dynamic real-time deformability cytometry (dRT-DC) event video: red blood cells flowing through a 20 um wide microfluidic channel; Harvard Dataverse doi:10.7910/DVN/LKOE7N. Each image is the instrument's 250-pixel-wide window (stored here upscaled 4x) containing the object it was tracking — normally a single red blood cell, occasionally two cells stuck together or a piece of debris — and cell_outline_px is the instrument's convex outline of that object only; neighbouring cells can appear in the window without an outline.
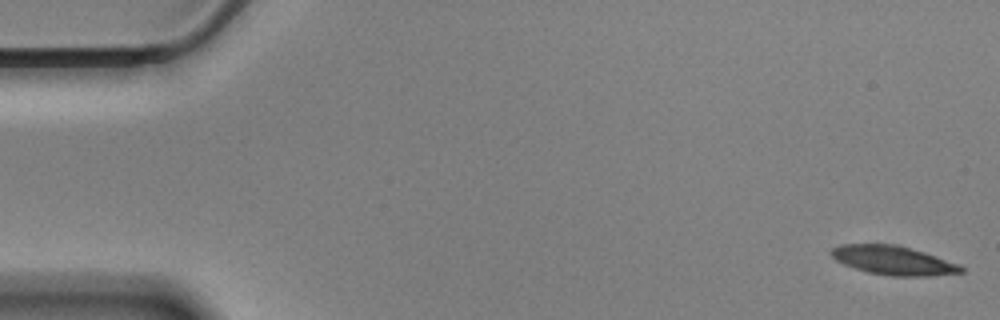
{"species": "Egyptian fruit bat (a non-hibernating species)", "species_latin": "Rousettus aegyptiacus", "temperature_condition": "cold", "stored_images_in_passage": 57, "camera_frame_rate_fps": 3000, "um_per_image_px": 0.085, "animal": {"sex": "male"}, "frame": {"image": 1, "passage_image": 1, "time_ms": 0.0, "image_size_px": [1000, 320], "cell_outline_px": [[964, 272], [928, 276], [892, 276], [868, 272], [844, 264], [836, 260], [828, 252], [832, 248], [840, 244], [896, 244], [924, 252], [960, 264], [964, 268]], "centroid_in_image_um": [75.93, 22.12], "position_along_channel_um": 9.1, "area_um2": 21.85}}
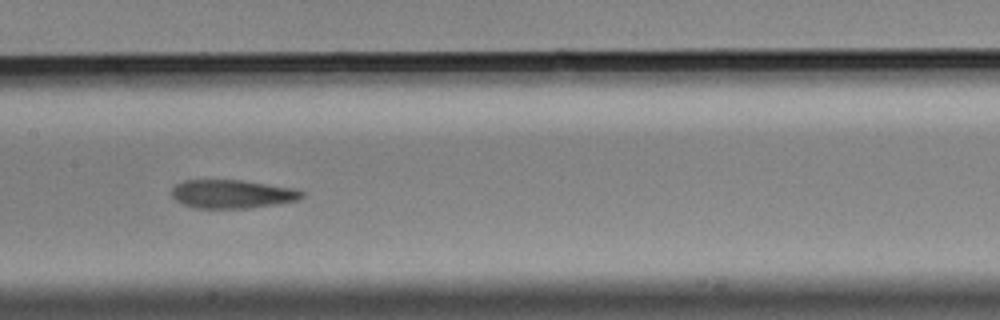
{"frame": {"image": 2, "passage_image": 28, "time_ms": 9.0, "image_size_px": [1000, 320], "cell_outline_px": [[304, 196], [296, 200], [276, 204], [248, 208], [196, 208], [184, 204], [176, 200], [172, 196], [172, 188], [176, 184], [184, 180], [240, 180], [296, 188], [304, 192]], "centroid_in_image_um": [19.74, 16.48], "position_along_channel_um": 187.7, "area_um2": 21.56}}
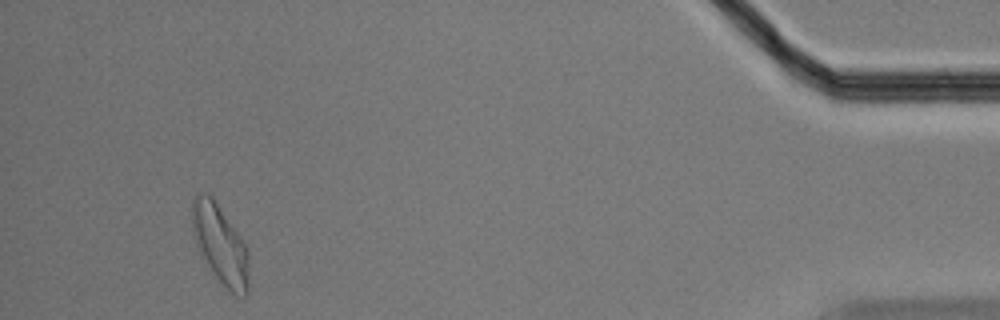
{"frame": {"image": 3, "passage_image": 54, "time_ms": 17.667, "image_size_px": [1000, 320], "cell_outline_px": [[248, 296], [244, 296], [232, 292], [220, 280], [200, 256], [192, 232], [192, 200], [196, 192], [208, 192], [212, 196], [244, 244], [248, 252]], "centroid_in_image_um": [18.68, 20.72], "position_along_channel_um": 416.5, "area_um2": 25.72}, "authors_computed_cell_mechanics": {"area_um2": 22.6576, "velocity_mm_per_s": 3.44, "shape_relaxation_time_tau1_ms": 9.9676, "shape_relaxation_time_tau2_ms": 1.7894, "deformation_change_tau1": 0.2372, "deformation_change_tau2": 0.0957}}